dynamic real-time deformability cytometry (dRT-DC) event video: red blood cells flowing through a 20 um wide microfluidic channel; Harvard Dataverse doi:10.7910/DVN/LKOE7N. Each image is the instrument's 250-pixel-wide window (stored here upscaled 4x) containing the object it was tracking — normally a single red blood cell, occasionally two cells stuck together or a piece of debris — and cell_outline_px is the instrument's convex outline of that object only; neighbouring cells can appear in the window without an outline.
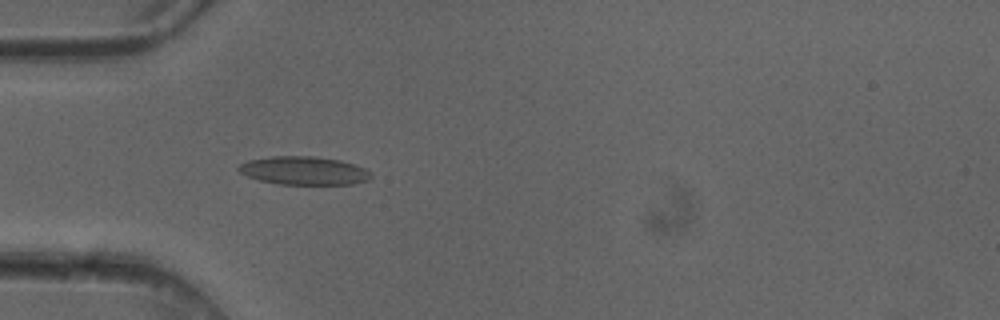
{"species": "common noctule bat (a hibernating species)", "species_latin": "Nyctalus noctula", "temperature_condition": "cold", "stored_images_in_passage": 2, "camera_frame_rate_fps": 3000, "um_per_image_px": 0.085, "animal": {"sex": "female"}, "frame": {"image": 1, "passage_image": 2, "time_ms": 0.333, "image_size_px": [1000, 320], "cell_outline_px": [[372, 176], [368, 180], [352, 184], [280, 184], [260, 180], [248, 176], [240, 172], [236, 168], [240, 164], [248, 160], [272, 156], [312, 156], [340, 160], [364, 168], [372, 172]], "centroid_in_image_um": [25.83, 14.5], "position_along_channel_um": 59.2, "area_um2": 21.73}}